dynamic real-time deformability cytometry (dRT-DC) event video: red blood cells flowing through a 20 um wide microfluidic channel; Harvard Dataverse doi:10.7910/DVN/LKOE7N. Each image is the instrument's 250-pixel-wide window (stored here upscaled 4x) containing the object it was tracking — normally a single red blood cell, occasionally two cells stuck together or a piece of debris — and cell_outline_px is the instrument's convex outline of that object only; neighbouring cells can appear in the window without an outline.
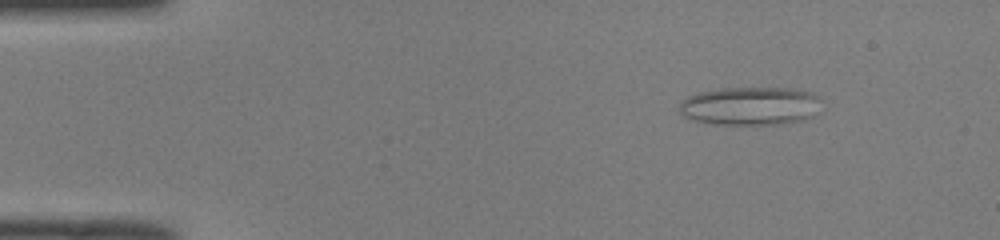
{"species": "common noctule bat (a hibernating species)", "species_latin": "Nyctalus noctula", "temperature_condition": "room temperature", "stored_images_in_passage": 51, "camera_frame_rate_fps": 3000, "um_per_image_px": 0.085, "animal": {"sex": "male", "body_mass_g": 19.0, "forearm_length_mm": 50.8}, "frame": {"image": 1, "passage_image": 7, "time_ms": 2.0, "image_size_px": [1000, 240], "cell_outline_px": [[824, 100], [812, 116], [800, 120], [776, 124], [716, 124], [696, 120], [684, 116], [680, 112], [680, 100], [688, 96], [700, 92], [720, 88], [796, 88], [812, 92]], "centroid_in_image_um": [63.8, 8.98], "position_along_channel_um": 21.2, "area_um2": 31.79}}
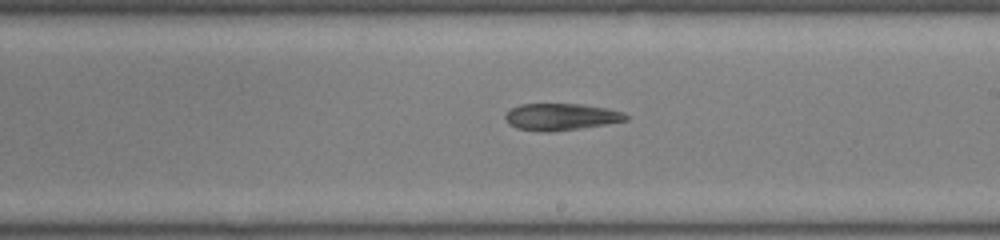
{"frame": {"image": 2, "passage_image": 30, "time_ms": 9.667, "image_size_px": [1000, 240], "cell_outline_px": [[628, 120], [604, 124], [552, 132], [544, 132], [516, 128], [508, 124], [504, 116], [512, 108], [520, 104], [584, 104], [608, 108], [624, 112], [628, 116]], "centroid_in_image_um": [47.68, 9.92], "position_along_channel_um": 241.3, "area_um2": 18.84}}
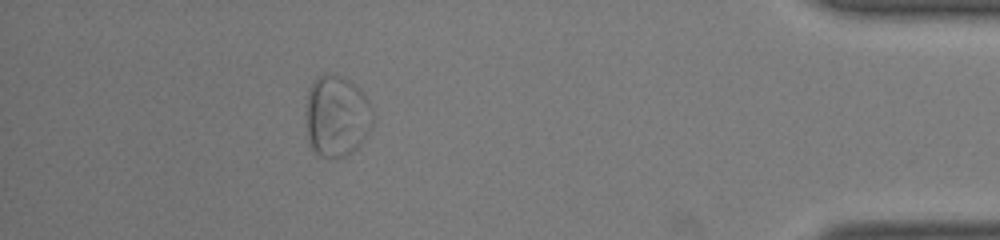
{"frame": {"image": 3, "passage_image": 46, "time_ms": 15.0, "image_size_px": [1000, 240], "cell_outline_px": [[372, 128], [360, 144], [352, 152], [344, 156], [320, 156], [312, 148], [308, 140], [308, 88], [316, 76], [324, 72], [344, 76], [360, 88], [368, 100], [372, 108]], "centroid_in_image_um": [28.65, 9.81], "position_along_channel_um": 406.6, "area_um2": 31.62}, "authors_computed_cell_mechanics": {"area_um2": 24.9696, "velocity_mm_per_s": 3.9858, "shape_relaxation_time_tau1_ms": null, "shape_relaxation_time_tau2_ms": 9.4471, "deformation_change_tau1": null, "deformation_change_tau2": 0.1473}}